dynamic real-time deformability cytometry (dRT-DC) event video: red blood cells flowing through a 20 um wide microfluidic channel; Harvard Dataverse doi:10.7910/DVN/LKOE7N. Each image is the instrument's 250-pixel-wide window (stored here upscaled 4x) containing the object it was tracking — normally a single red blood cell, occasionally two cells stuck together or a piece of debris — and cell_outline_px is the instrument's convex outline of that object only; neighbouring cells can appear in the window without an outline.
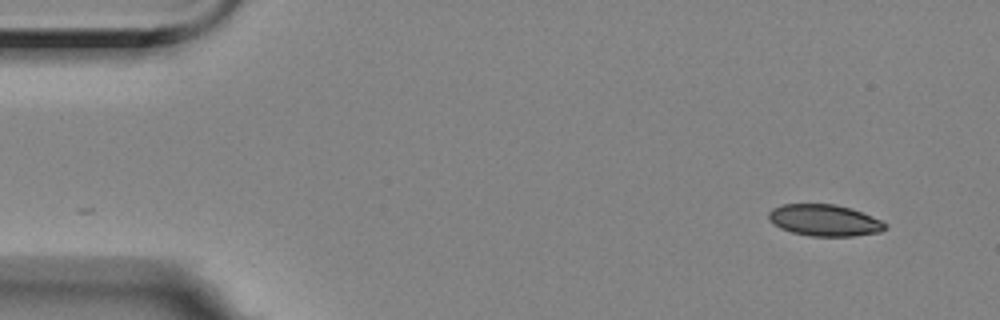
{"species": "Egyptian fruit bat (a non-hibernating species)", "species_latin": "Rousettus aegyptiacus", "temperature_condition": "room temperature", "stored_images_in_passage": 14, "camera_frame_rate_fps": 3000, "um_per_image_px": 0.085, "animal": {"sex": "female"}, "frame": {"image": 1, "passage_image": 1, "time_ms": 0.0, "image_size_px": [1000, 320], "cell_outline_px": [[888, 228], [880, 232], [852, 236], [812, 236], [792, 232], [780, 228], [768, 216], [768, 212], [772, 208], [780, 204], [836, 204], [852, 208], [880, 220], [888, 224]], "centroid_in_image_um": [70.11, 18.72], "position_along_channel_um": 14.9, "area_um2": 21.39}}
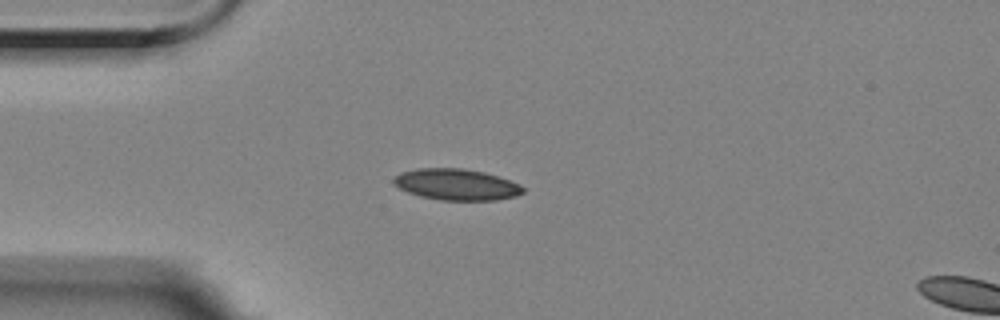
{"frame": {"image": 2, "passage_image": 11, "time_ms": 3.333, "image_size_px": [1000, 320], "cell_outline_px": [[524, 192], [516, 196], [496, 200], [440, 200], [420, 196], [408, 192], [392, 184], [392, 180], [400, 172], [416, 168], [464, 168], [484, 172], [520, 184], [524, 188]], "centroid_in_image_um": [38.77, 15.68], "position_along_channel_um": 46.2, "area_um2": 23.58}}